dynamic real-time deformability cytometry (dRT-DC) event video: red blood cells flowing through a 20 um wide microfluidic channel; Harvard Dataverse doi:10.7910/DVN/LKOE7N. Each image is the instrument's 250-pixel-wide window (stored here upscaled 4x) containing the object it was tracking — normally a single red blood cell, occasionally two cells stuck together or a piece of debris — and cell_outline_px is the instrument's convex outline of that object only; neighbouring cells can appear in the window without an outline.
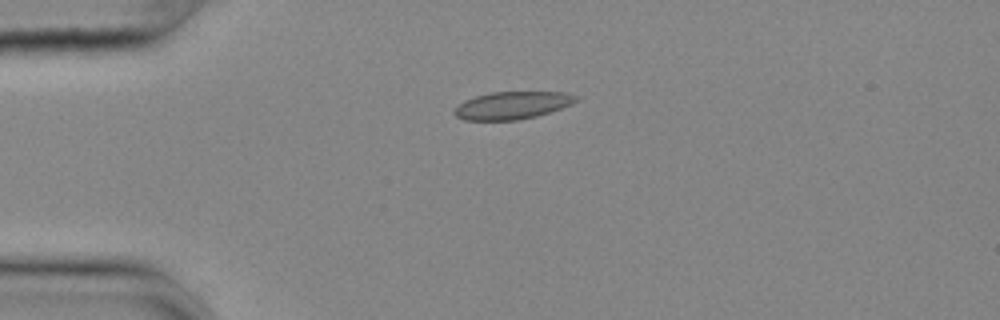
{"species": "common noctule bat (a hibernating species)", "species_latin": "Nyctalus noctula", "temperature_condition": "cold", "stored_images_in_passage": 43, "camera_frame_rate_fps": 3000, "um_per_image_px": 0.085, "animal": {"sex": "female", "body_mass_g": 25.1}, "frame": {"image": 1, "passage_image": 1, "time_ms": 0.0, "image_size_px": [1000, 320], "cell_outline_px": [[580, 96], [572, 104], [536, 116], [516, 120], [464, 120], [456, 116], [452, 112], [464, 100], [476, 96], [492, 92], [564, 92]], "centroid_in_image_um": [43.53, 8.95], "position_along_channel_um": 41.5, "area_um2": 19.36}}
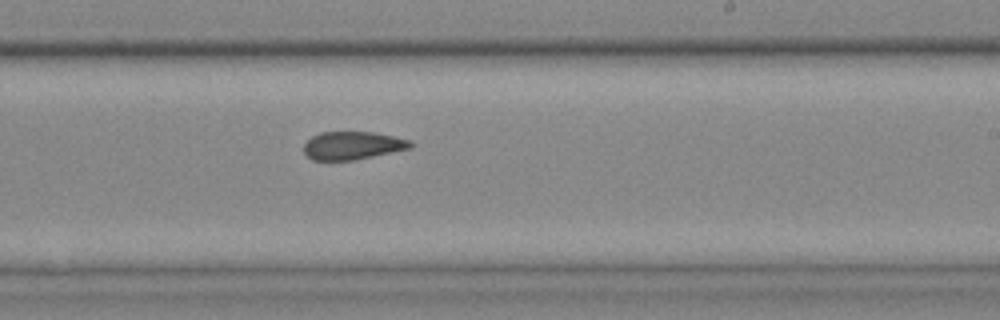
{"frame": {"image": 2, "passage_image": 21, "time_ms": 6.667, "image_size_px": [1000, 320], "cell_outline_px": [[416, 144], [412, 148], [352, 160], [312, 160], [304, 152], [304, 144], [312, 136], [320, 132], [372, 132], [412, 140]], "centroid_in_image_um": [30.0, 12.36], "position_along_channel_um": 259.0, "area_um2": 17.4}}
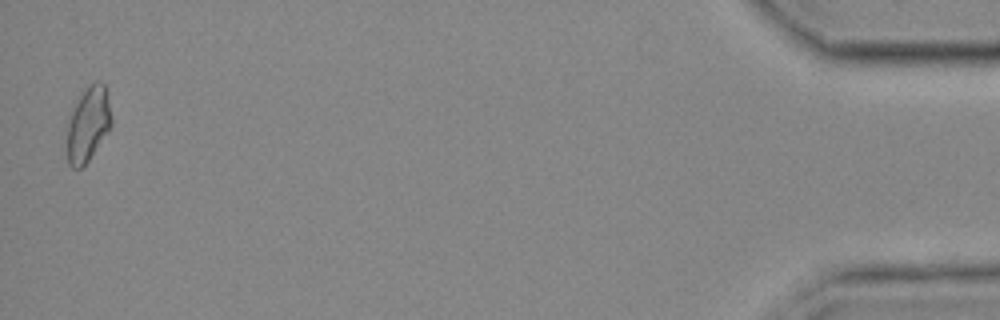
{"frame": {"image": 3, "passage_image": 42, "time_ms": 13.667, "image_size_px": [1000, 320], "cell_outline_px": [[112, 124], [108, 132], [88, 160], [80, 168], [72, 168], [68, 164], [68, 124], [72, 112], [80, 92], [88, 84], [96, 80], [100, 80], [104, 84], [112, 120]], "centroid_in_image_um": [7.5, 10.51], "position_along_channel_um": 427.7, "area_um2": 19.07}, "authors_computed_cell_mechanics": {"area_um2": 18.496, "velocity_mm_per_s": 3.6681, "shape_relaxation_time_tau1_ms": null, "shape_relaxation_time_tau2_ms": 1.5739, "deformation_change_tau1": null, "deformation_change_tau2": 0.0513}}